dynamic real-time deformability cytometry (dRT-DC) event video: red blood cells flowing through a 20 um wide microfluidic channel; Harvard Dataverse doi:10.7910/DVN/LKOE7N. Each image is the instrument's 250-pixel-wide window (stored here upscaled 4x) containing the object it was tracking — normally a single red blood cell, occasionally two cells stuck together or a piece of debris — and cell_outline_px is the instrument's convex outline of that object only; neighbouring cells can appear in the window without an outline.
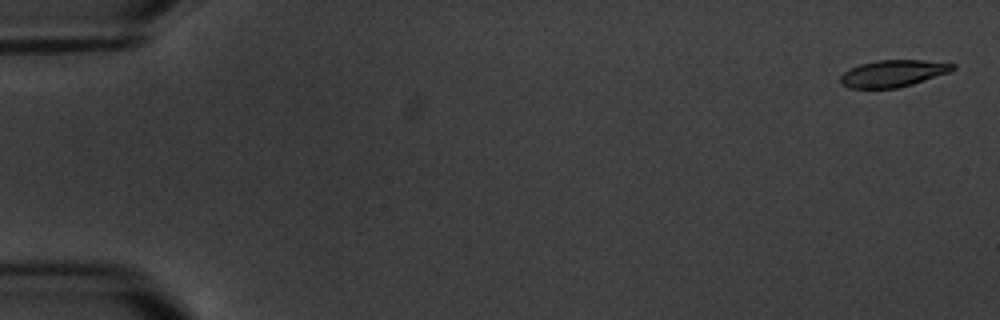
{"species": "common noctule bat (a hibernating species)", "species_latin": "Nyctalus noctula", "temperature_condition": "warm", "stored_images_in_passage": 7, "camera_frame_rate_fps": 3000, "um_per_image_px": 0.085, "animal": {"sex": "male", "body_mass_g": 20.1, "forearm_length_mm": 53.5}, "frame": {"image": 1, "passage_image": 1, "time_ms": 0.0, "image_size_px": [1000, 320], "cell_outline_px": [[956, 68], [948, 72], [912, 84], [896, 88], [848, 88], [840, 84], [840, 76], [844, 72], [860, 64], [876, 60], [924, 60], [956, 64]], "centroid_in_image_um": [75.88, 6.24], "position_along_channel_um": 9.1, "area_um2": 17.46}}
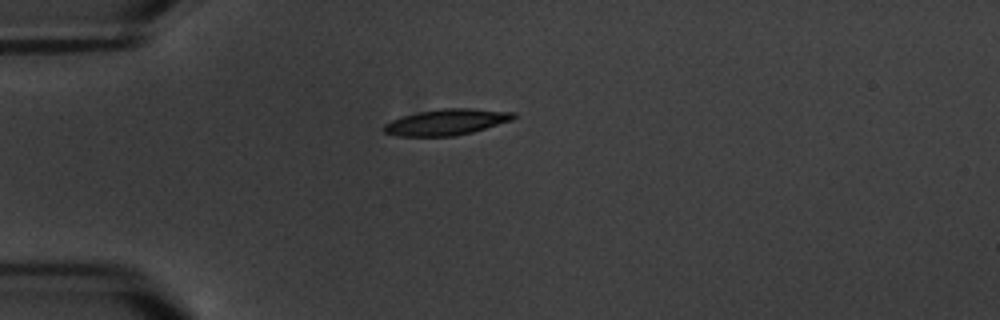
{"frame": {"image": 2, "passage_image": 5, "time_ms": 5.0, "image_size_px": [1000, 320], "cell_outline_px": [[516, 116], [512, 120], [472, 132], [452, 136], [396, 136], [384, 132], [380, 128], [384, 124], [392, 120], [404, 116], [420, 112], [440, 108], [472, 108], [516, 112]], "centroid_in_image_um": [37.94, 10.37], "position_along_channel_um": 47.1, "area_um2": 19.65}}